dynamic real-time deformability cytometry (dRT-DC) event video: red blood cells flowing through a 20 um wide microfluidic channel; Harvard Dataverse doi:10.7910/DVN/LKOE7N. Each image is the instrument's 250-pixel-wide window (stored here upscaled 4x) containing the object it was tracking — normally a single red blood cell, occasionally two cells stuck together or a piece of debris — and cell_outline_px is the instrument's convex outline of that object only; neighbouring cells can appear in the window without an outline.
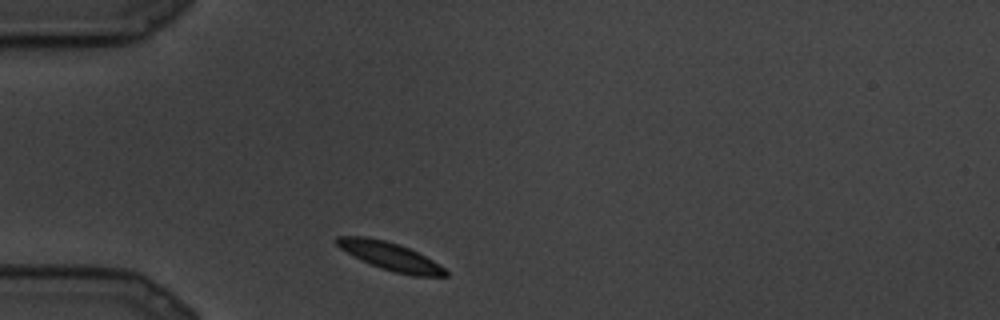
{"species": "common noctule bat (a hibernating species)", "species_latin": "Nyctalus noctula", "temperature_condition": "cold", "stored_images_in_passage": 3, "camera_frame_rate_fps": 3000, "um_per_image_px": 0.085, "animal": {"sex": "male", "body_mass_g": 19.5, "forearm_length_mm": 54.6}, "frame": {"image": 1, "passage_image": 1, "time_ms": 0.0, "image_size_px": [1000, 320], "cell_outline_px": [[448, 276], [412, 276], [392, 272], [380, 268], [360, 260], [340, 248], [332, 240], [336, 236], [368, 236], [400, 244], [432, 260], [444, 268], [448, 272]], "centroid_in_image_um": [33.11, 21.78], "position_along_channel_um": 51.9, "area_um2": 17.86}}
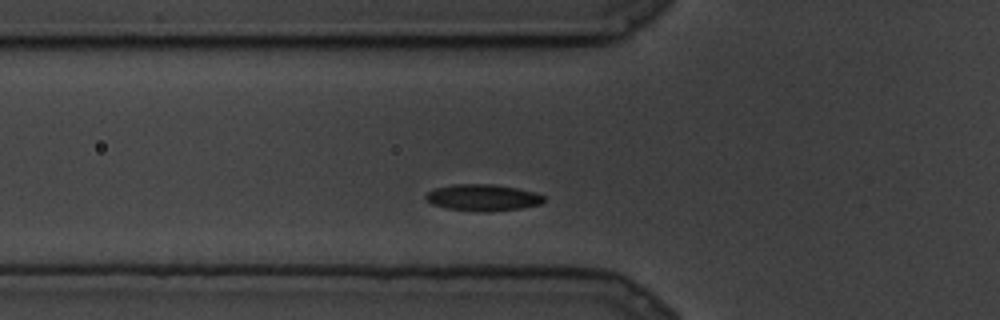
{"frame": {"image": 2, "passage_image": 3, "time_ms": 0.667, "image_size_px": [1000, 320], "cell_outline_px": [[544, 200], [540, 204], [520, 208], [448, 208], [432, 204], [424, 196], [428, 192], [436, 188], [452, 184], [492, 184], [516, 188], [532, 192], [544, 196]], "centroid_in_image_um": [41.01, 16.72], "position_along_channel_um": 84.8, "area_um2": 16.88}}